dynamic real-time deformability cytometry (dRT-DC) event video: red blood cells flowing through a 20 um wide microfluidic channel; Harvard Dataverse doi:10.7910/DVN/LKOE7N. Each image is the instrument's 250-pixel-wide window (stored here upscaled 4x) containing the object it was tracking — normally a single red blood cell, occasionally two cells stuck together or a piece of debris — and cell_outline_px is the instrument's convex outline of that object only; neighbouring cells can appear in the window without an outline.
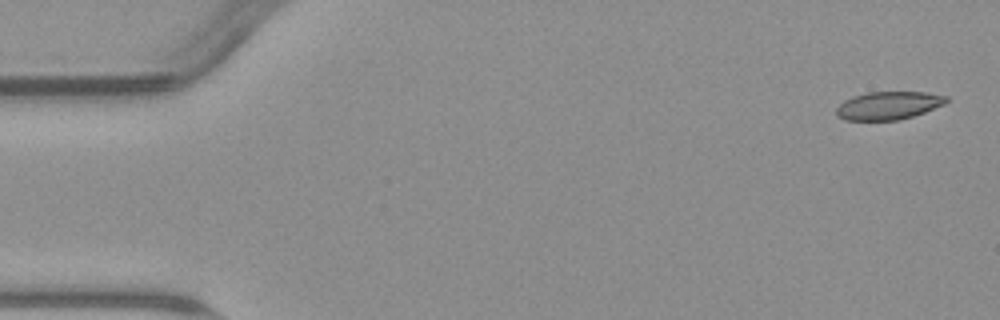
{"species": "common noctule bat (a hibernating species)", "species_latin": "Nyctalus noctula", "temperature_condition": "warm", "stored_images_in_passage": 5, "camera_frame_rate_fps": 3000, "um_per_image_px": 0.085, "animal": {"sex": "male", "body_mass_g": 23.1, "forearm_length_mm": 52.7}, "frame": {"image": 1, "passage_image": 1, "time_ms": 0.0, "image_size_px": [1000, 320], "cell_outline_px": [[948, 100], [944, 104], [924, 112], [900, 120], [844, 120], [836, 116], [836, 108], [844, 100], [852, 96], [868, 92], [928, 92], [948, 96]], "centroid_in_image_um": [75.5, 8.96], "position_along_channel_um": 9.5, "area_um2": 18.03}}
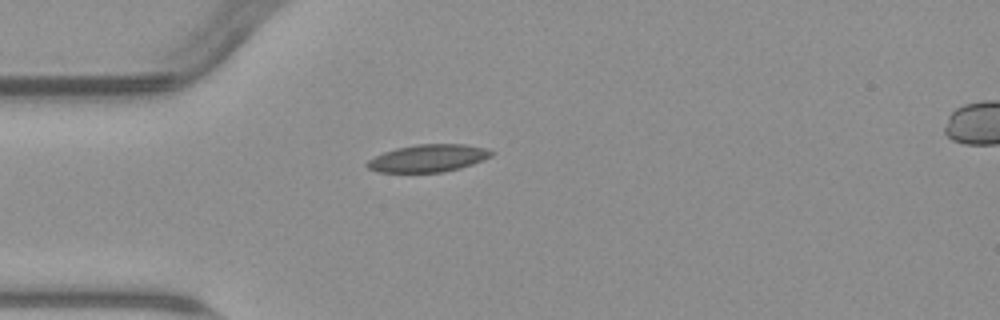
{"frame": {"image": 2, "passage_image": 4, "time_ms": 4.333, "image_size_px": [1000, 320], "cell_outline_px": [[496, 152], [492, 156], [472, 164], [460, 168], [444, 172], [380, 172], [368, 168], [364, 164], [368, 160], [384, 152], [396, 148], [416, 144], [464, 144], [488, 148]], "centroid_in_image_um": [36.42, 13.44], "position_along_channel_um": 48.6, "area_um2": 19.94}}